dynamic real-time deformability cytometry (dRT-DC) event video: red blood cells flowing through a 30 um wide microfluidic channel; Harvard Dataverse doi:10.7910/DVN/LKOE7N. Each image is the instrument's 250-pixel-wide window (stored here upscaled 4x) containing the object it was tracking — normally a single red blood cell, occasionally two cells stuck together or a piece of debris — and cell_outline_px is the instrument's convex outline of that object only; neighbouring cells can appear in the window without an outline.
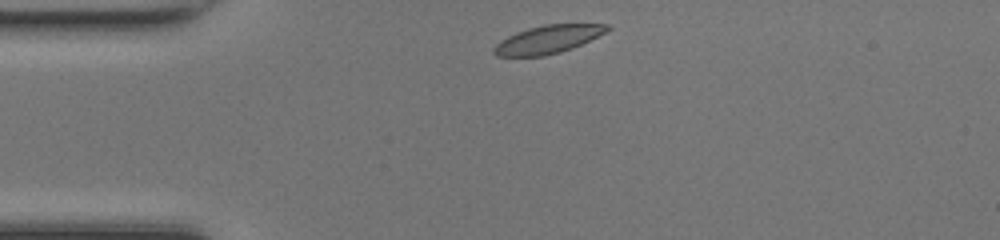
{"species": "common noctule bat (a hibernating species)", "species_latin": "Nyctalus noctula", "temperature_condition": "room temperature", "stored_images_in_passage": 33, "camera_frame_rate_fps": 3000, "um_per_image_px": 0.085, "animal": {"sex": "female", "body_mass_g": 17.0, "forearm_length_mm": 48.0}, "frame": {"image": 1, "passage_image": 1, "time_ms": 0.0, "image_size_px": [1000, 240], "cell_outline_px": [[612, 28], [572, 48], [560, 52], [544, 56], [496, 56], [492, 52], [492, 48], [500, 40], [516, 32], [528, 28], [544, 24], [608, 24]], "centroid_in_image_um": [46.51, 3.35], "position_along_channel_um": 38.5, "area_um2": 18.38}}
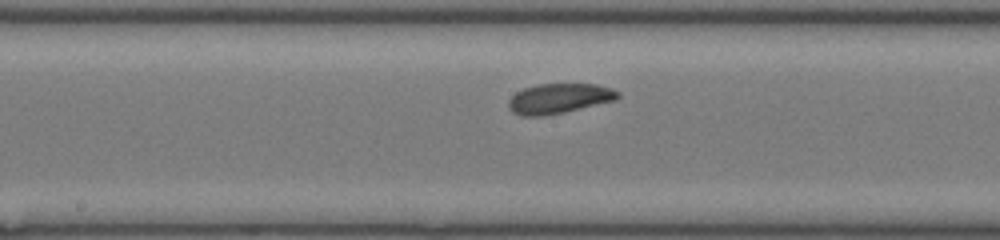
{"frame": {"image": 2, "passage_image": 15, "time_ms": 4.667, "image_size_px": [1000, 240], "cell_outline_px": [[620, 96], [616, 100], [564, 112], [544, 116], [524, 116], [512, 112], [508, 108], [508, 100], [516, 92], [524, 88], [540, 84], [596, 84], [612, 88], [620, 92]], "centroid_in_image_um": [47.52, 8.37], "position_along_channel_um": 200.7, "area_um2": 19.13}}
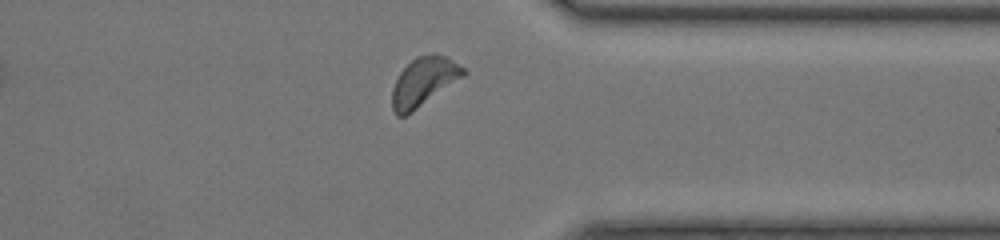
{"frame": {"image": 3, "passage_image": 28, "time_ms": 9.0, "image_size_px": [1000, 240], "cell_outline_px": [[468, 72], [464, 76], [404, 116], [396, 116], [392, 108], [392, 88], [400, 72], [416, 56], [432, 52], [436, 52], [448, 56], [464, 68]], "centroid_in_image_um": [36.03, 6.88], "position_along_channel_um": 375.4, "area_um2": 20.06}, "authors_computed_cell_mechanics": {"area_um2": 18.7272, "velocity_mm_per_s": 4.1649, "shape_relaxation_time_tau1_ms": 2.5777, "shape_relaxation_time_tau2_ms": 3.354, "deformation_change_tau1": 0.1198, "deformation_change_tau2": 0.1144}}